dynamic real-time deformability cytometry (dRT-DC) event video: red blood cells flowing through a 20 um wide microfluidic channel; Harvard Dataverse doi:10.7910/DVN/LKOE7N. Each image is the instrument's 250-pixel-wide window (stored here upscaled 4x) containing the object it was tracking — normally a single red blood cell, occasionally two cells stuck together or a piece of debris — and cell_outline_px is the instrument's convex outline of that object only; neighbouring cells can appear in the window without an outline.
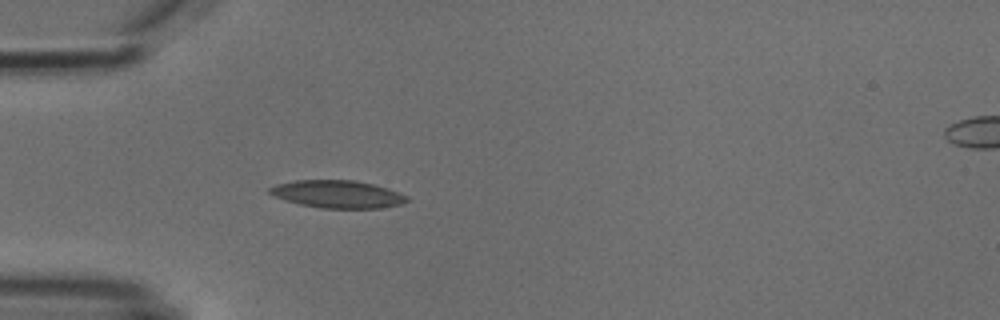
{"species": "common noctule bat (a hibernating species)", "species_latin": "Nyctalus noctula", "temperature_condition": "cold", "stored_images_in_passage": 4, "camera_frame_rate_fps": 3000, "um_per_image_px": 0.085, "animal": {"sex": "male", "body_mass_g": 18.8}, "frame": {"image": 1, "passage_image": 3, "time_ms": 3.0, "image_size_px": [1000, 320], "cell_outline_px": [[408, 200], [400, 204], [380, 208], [320, 208], [300, 204], [284, 200], [268, 192], [268, 188], [276, 184], [296, 180], [356, 180], [388, 188], [408, 196]], "centroid_in_image_um": [28.68, 16.5], "position_along_channel_um": 56.3, "area_um2": 22.02}}